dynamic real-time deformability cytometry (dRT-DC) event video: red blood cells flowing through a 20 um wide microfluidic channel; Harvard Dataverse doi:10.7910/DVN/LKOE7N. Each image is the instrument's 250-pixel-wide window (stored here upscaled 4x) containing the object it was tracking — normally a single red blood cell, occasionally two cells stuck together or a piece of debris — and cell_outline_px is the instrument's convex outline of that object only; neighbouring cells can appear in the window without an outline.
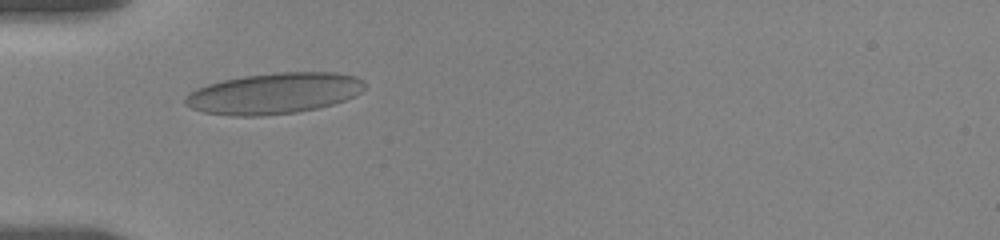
{"species": "human", "species_latin": "Homo sapiens", "temperature_condition": "room temperature", "stored_images_in_passage": 17, "camera_frame_rate_fps": 3000, "um_per_image_px": 0.085, "donor": {"sex": "female"}, "frame": {"image": 1, "passage_image": 1, "time_ms": 0.0, "image_size_px": [1000, 240], "cell_outline_px": [[364, 88], [356, 96], [332, 104], [316, 108], [296, 112], [260, 116], [232, 116], [204, 112], [192, 108], [184, 104], [184, 100], [196, 88], [208, 84], [224, 80], [244, 76], [276, 72], [336, 72], [356, 76], [364, 80]], "centroid_in_image_um": [23.32, 7.93], "position_along_channel_um": 61.7, "area_um2": 42.77}}
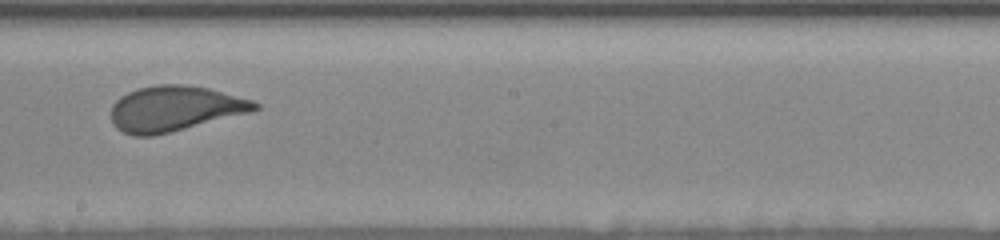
{"frame": {"image": 2, "passage_image": 7, "time_ms": 5.0, "image_size_px": [1000, 240], "cell_outline_px": [[260, 108], [252, 112], [152, 136], [132, 136], [116, 128], [112, 124], [112, 104], [120, 96], [128, 92], [140, 88], [156, 84], [184, 84], [208, 88], [252, 100], [260, 104]], "centroid_in_image_um": [14.84, 9.23], "position_along_channel_um": 233.4, "area_um2": 37.86}}
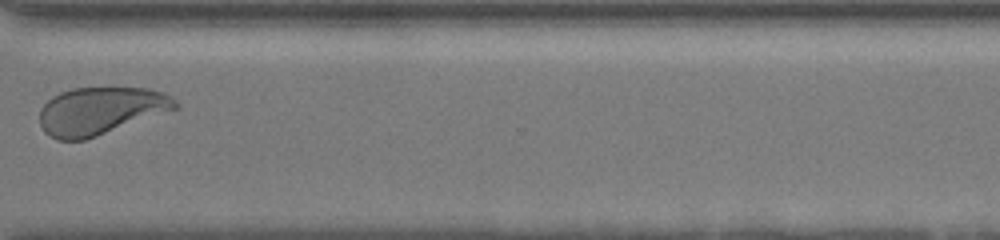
{"frame": {"image": 3, "passage_image": 12, "time_ms": 8.667, "image_size_px": [1000, 240], "cell_outline_px": [[180, 108], [84, 140], [56, 140], [44, 132], [40, 124], [40, 108], [52, 96], [60, 92], [72, 88], [148, 88], [164, 92], [176, 100], [180, 104]], "centroid_in_image_um": [8.56, 9.42], "position_along_channel_um": 362.0, "area_um2": 37.74}, "authors_computed_cell_mechanics": {"area_um2": 38.3214, "velocity_mm_per_s": 3.5054, "shape_relaxation_time_tau1_ms": 3.0991, "shape_relaxation_time_tau2_ms": null, "deformation_change_tau1": 0.1256, "deformation_change_tau2": null}}